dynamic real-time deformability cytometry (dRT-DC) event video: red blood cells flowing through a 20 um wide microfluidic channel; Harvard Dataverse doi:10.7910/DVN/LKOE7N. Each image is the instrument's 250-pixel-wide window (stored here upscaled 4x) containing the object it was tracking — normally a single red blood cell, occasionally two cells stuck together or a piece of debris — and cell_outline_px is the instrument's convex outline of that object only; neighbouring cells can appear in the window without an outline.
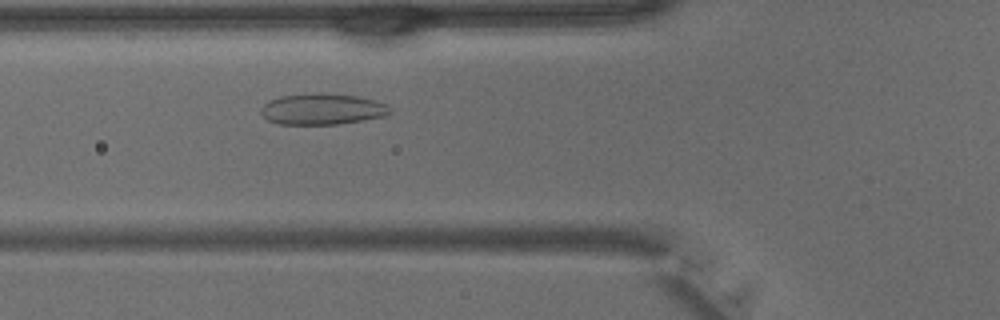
{"species": "common noctule bat (a hibernating species)", "species_latin": "Nyctalus noctula", "temperature_condition": "warm", "stored_images_in_passage": 35, "camera_frame_rate_fps": 3000, "um_per_image_px": 0.085, "animal": {"sex": "male", "body_mass_g": 15.6}, "frame": {"image": 1, "passage_image": 9, "time_ms": 2.667, "image_size_px": [1000, 320], "cell_outline_px": [[392, 112], [384, 116], [364, 120], [336, 124], [276, 124], [268, 120], [260, 112], [260, 108], [268, 100], [280, 96], [320, 92], [356, 96], [376, 100], [388, 104], [392, 108]], "centroid_in_image_um": [27.4, 9.26], "position_along_channel_um": 98.4, "area_um2": 23.64}}
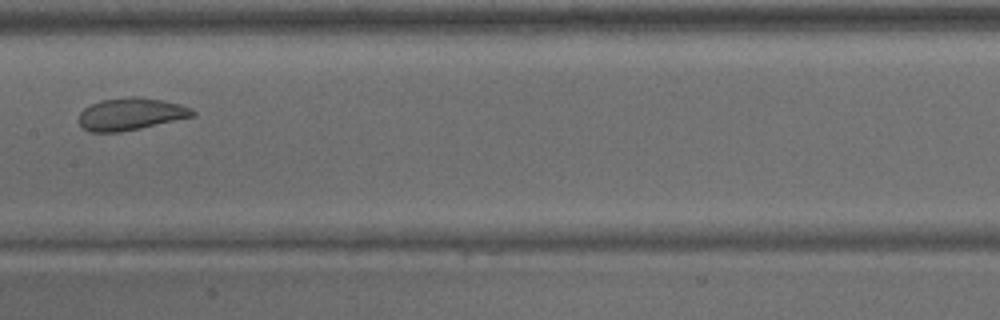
{"frame": {"image": 2, "passage_image": 15, "time_ms": 4.667, "image_size_px": [1000, 320], "cell_outline_px": [[196, 116], [140, 128], [120, 132], [88, 132], [76, 120], [80, 112], [84, 108], [100, 100], [132, 96], [136, 96], [164, 100], [180, 104], [192, 108], [196, 112]], "centroid_in_image_um": [11.11, 9.69], "position_along_channel_um": 196.3, "area_um2": 21.62}}
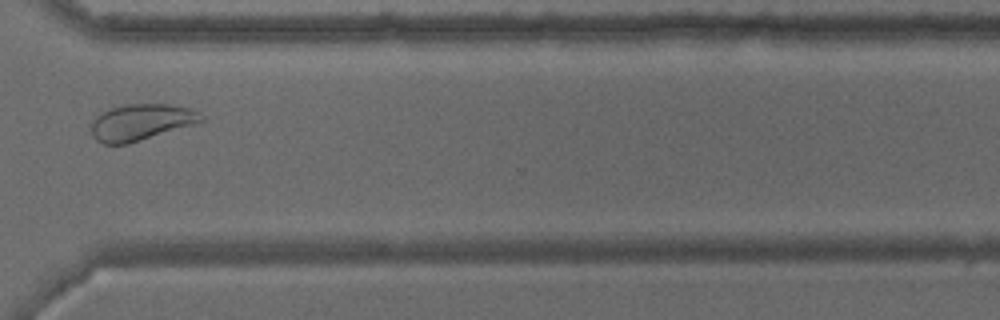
{"frame": {"image": 3, "passage_image": 25, "time_ms": 8.0, "image_size_px": [1000, 320], "cell_outline_px": [[204, 120], [200, 124], [128, 144], [104, 144], [96, 140], [92, 136], [92, 120], [100, 112], [108, 108], [128, 104], [168, 104], [192, 108], [204, 116]], "centroid_in_image_um": [12.04, 10.39], "position_along_channel_um": 358.6, "area_um2": 23.87}}